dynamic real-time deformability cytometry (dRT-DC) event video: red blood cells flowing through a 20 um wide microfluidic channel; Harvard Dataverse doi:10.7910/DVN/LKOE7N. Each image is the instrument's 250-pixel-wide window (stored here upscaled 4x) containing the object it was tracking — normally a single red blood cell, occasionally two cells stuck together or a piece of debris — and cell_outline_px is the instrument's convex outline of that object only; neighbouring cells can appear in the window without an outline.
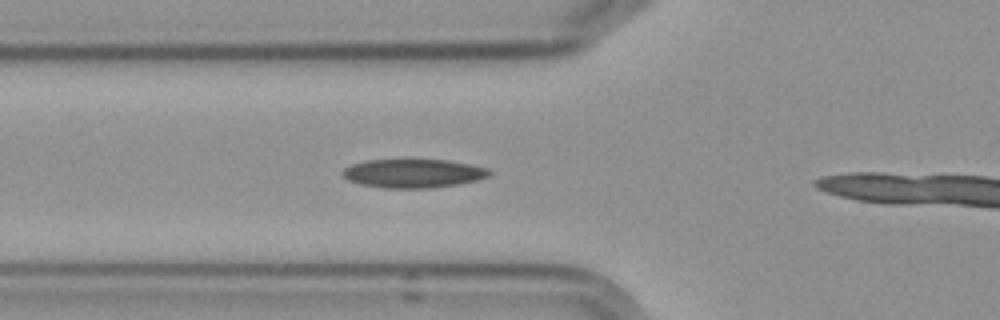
{"species": "Egyptian fruit bat (a non-hibernating species)", "species_latin": "Rousettus aegyptiacus", "temperature_condition": "cold", "stored_images_in_passage": 3, "camera_frame_rate_fps": 3000, "um_per_image_px": 0.085, "frame": {"image": 1, "passage_image": 2, "time_ms": 1.0, "image_size_px": [1000, 320], "cell_outline_px": [[492, 172], [488, 176], [476, 180], [456, 184], [428, 188], [380, 188], [360, 184], [348, 180], [340, 172], [344, 168], [352, 164], [364, 160], [448, 160], [488, 168]], "centroid_in_image_um": [35.08, 14.74], "position_along_channel_um": 90.7, "area_um2": 24.45}}